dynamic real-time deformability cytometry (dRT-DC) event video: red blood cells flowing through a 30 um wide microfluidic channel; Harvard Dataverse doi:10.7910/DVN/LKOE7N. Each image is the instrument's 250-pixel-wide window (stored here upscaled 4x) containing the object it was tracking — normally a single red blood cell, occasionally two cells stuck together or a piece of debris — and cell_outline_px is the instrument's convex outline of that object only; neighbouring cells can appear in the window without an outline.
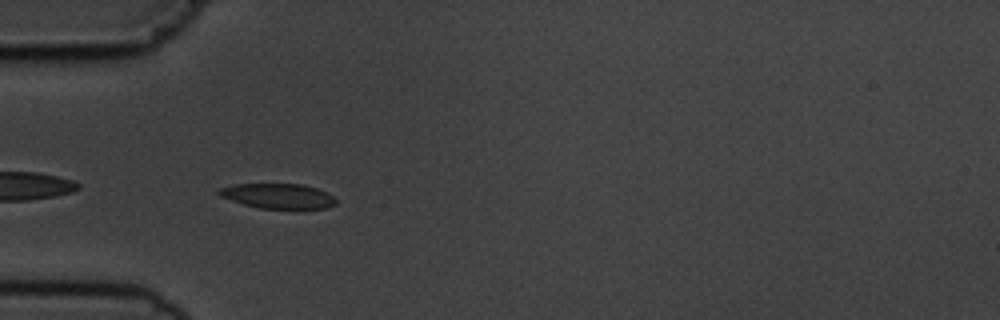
{"species": "common noctule bat (a hibernating species)", "species_latin": "Nyctalus noctula", "temperature_condition": "cold", "stored_images_in_passage": 6, "camera_frame_rate_fps": 3000, "um_per_image_px": 0.085, "animal": {"sex": "male", "body_mass_g": 19.5, "forearm_length_mm": 54.6}, "frame": {"image": 1, "passage_image": 5, "time_ms": 4.667, "image_size_px": [1000, 320], "cell_outline_px": [[336, 204], [328, 208], [296, 212], [260, 208], [244, 204], [220, 196], [216, 192], [216, 188], [236, 184], [300, 184], [316, 188], [332, 196], [336, 200]], "centroid_in_image_um": [23.67, 16.71], "position_along_channel_um": 61.3, "area_um2": 17.8}}
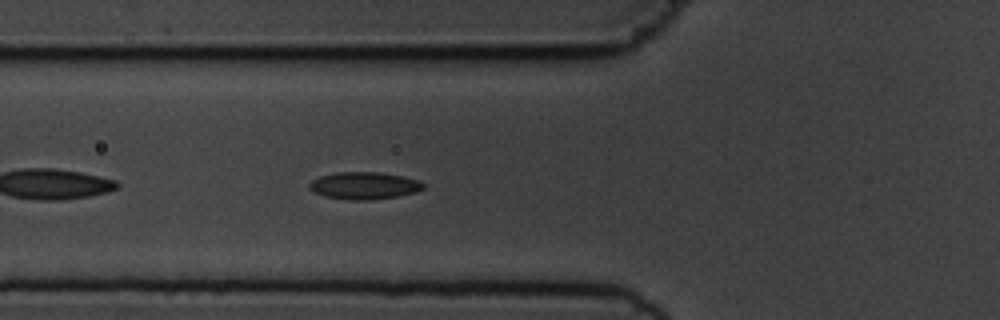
{"frame": {"image": 2, "passage_image": 6, "time_ms": 5.667, "image_size_px": [1000, 320], "cell_outline_px": [[424, 188], [416, 192], [396, 196], [368, 200], [348, 200], [324, 196], [308, 188], [308, 184], [312, 180], [320, 176], [336, 172], [380, 172], [420, 180], [424, 184]], "centroid_in_image_um": [30.94, 15.77], "position_along_channel_um": 94.9, "area_um2": 18.03}}